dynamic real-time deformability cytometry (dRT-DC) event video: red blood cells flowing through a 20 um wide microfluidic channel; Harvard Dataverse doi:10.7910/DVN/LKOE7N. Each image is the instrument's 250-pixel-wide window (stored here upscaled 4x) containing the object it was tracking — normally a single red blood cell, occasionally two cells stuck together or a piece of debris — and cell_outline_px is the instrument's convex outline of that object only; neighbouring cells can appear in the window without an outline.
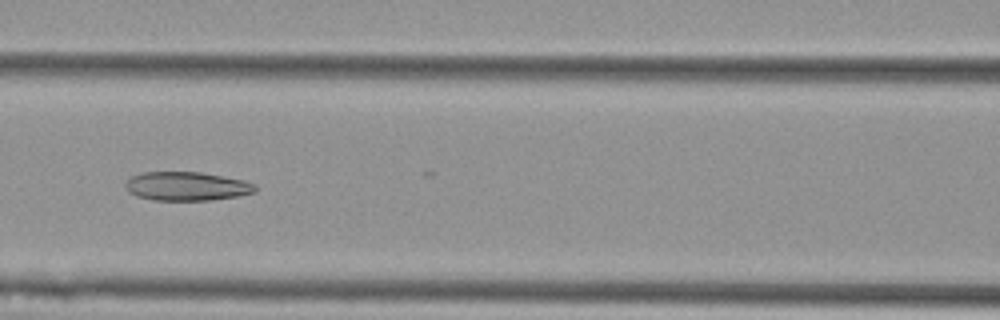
{"species": "Egyptian fruit bat (a non-hibernating species)", "species_latin": "Rousettus aegyptiacus", "temperature_condition": "cold", "stored_images_in_passage": 9, "camera_frame_rate_fps": 3000, "um_per_image_px": 0.085, "animal": {"sex": "female"}, "frame": {"image": 1, "passage_image": 6, "time_ms": 1.667, "image_size_px": [1000, 320], "cell_outline_px": [[256, 192], [240, 196], [208, 200], [152, 200], [136, 196], [128, 192], [124, 184], [132, 176], [144, 172], [200, 172], [244, 180], [256, 184]], "centroid_in_image_um": [15.88, 15.83], "position_along_channel_um": 150.7, "area_um2": 21.85}}
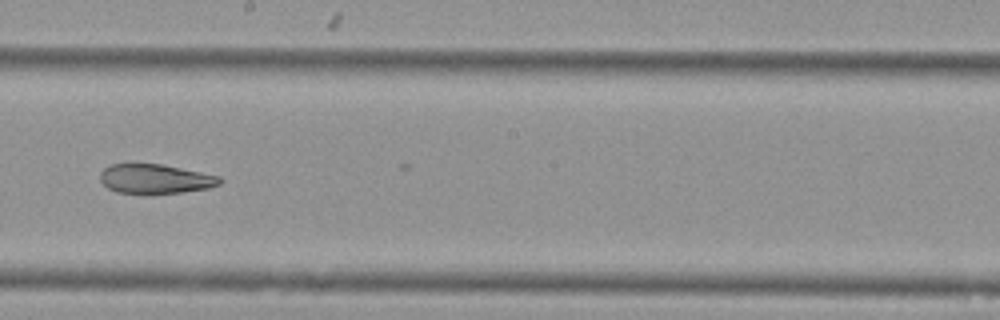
{"frame": {"image": 2, "passage_image": 8, "time_ms": 2.333, "image_size_px": [1000, 320], "cell_outline_px": [[224, 180], [220, 184], [208, 188], [184, 192], [116, 192], [108, 188], [100, 180], [100, 172], [104, 168], [112, 164], [160, 164], [220, 176]], "centroid_in_image_um": [13.21, 15.19], "position_along_channel_um": 235.0, "area_um2": 20.06}}
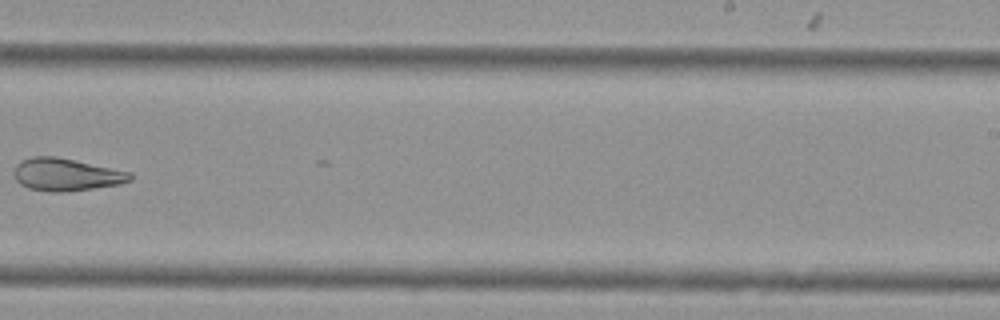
{"frame": {"image": 3, "passage_image": 9, "time_ms": 2.667, "image_size_px": [1000, 320], "cell_outline_px": [[132, 180], [120, 184], [64, 192], [48, 192], [28, 188], [20, 184], [16, 180], [12, 172], [16, 164], [20, 160], [32, 156], [56, 156], [132, 172]], "centroid_in_image_um": [5.59, 14.83], "position_along_channel_um": 283.4, "area_um2": 22.25}}